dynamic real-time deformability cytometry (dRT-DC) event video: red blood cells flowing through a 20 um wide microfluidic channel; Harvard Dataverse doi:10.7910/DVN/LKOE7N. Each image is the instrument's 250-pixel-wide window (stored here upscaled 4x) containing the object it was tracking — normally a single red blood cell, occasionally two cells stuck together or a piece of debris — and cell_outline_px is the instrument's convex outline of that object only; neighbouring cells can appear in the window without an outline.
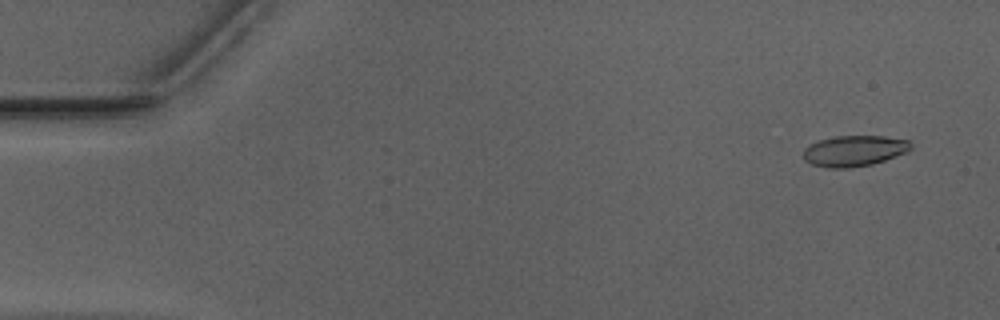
{"species": "Egyptian fruit bat (a non-hibernating species)", "species_latin": "Rousettus aegyptiacus", "temperature_condition": "warm", "stored_images_in_passage": 14, "camera_frame_rate_fps": 3000, "um_per_image_px": 0.085, "animal": {"sex": "male"}, "frame": {"image": 1, "passage_image": 4, "time_ms": 1.0, "image_size_px": [1000, 320], "cell_outline_px": [[912, 148], [908, 152], [872, 164], [848, 168], [828, 168], [812, 164], [804, 160], [804, 148], [820, 140], [836, 136], [884, 136], [908, 140], [912, 144]], "centroid_in_image_um": [72.63, 12.82], "position_along_channel_um": 12.4, "area_um2": 19.25}}